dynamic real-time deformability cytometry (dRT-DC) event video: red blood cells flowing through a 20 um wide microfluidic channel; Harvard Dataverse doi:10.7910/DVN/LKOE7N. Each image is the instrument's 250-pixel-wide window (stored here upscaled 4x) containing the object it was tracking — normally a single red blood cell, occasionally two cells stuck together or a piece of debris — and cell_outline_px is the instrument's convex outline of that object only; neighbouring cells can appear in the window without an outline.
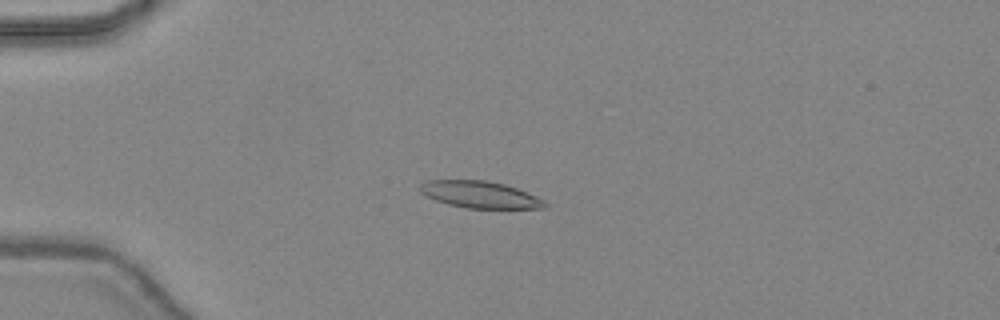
{"species": "common noctule bat (a hibernating species)", "species_latin": "Nyctalus noctula", "temperature_condition": "warm", "stored_images_in_passage": 48, "camera_frame_rate_fps": 3000, "um_per_image_px": 0.085, "animal": {"sex": "female", "body_mass_g": 24.6, "forearm_length_mm": 56.2}, "frame": {"image": 1, "passage_image": 14, "time_ms": 4.333, "image_size_px": [1000, 320], "cell_outline_px": [[548, 208], [468, 208], [448, 204], [436, 200], [420, 192], [420, 184], [428, 180], [488, 180], [504, 184], [528, 192], [544, 200], [548, 204]], "centroid_in_image_um": [40.83, 16.54], "position_along_channel_um": 44.2, "area_um2": 19.48}}
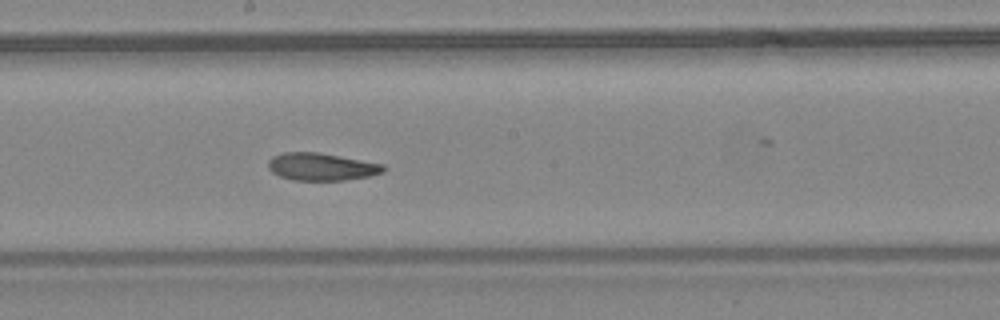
{"frame": {"image": 2, "passage_image": 28, "time_ms": 9.0, "image_size_px": [1000, 320], "cell_outline_px": [[388, 168], [384, 172], [372, 176], [344, 180], [292, 180], [280, 176], [272, 172], [268, 168], [268, 160], [272, 156], [284, 152], [316, 152], [384, 164]], "centroid_in_image_um": [27.34, 14.18], "position_along_channel_um": 220.9, "area_um2": 18.55}}
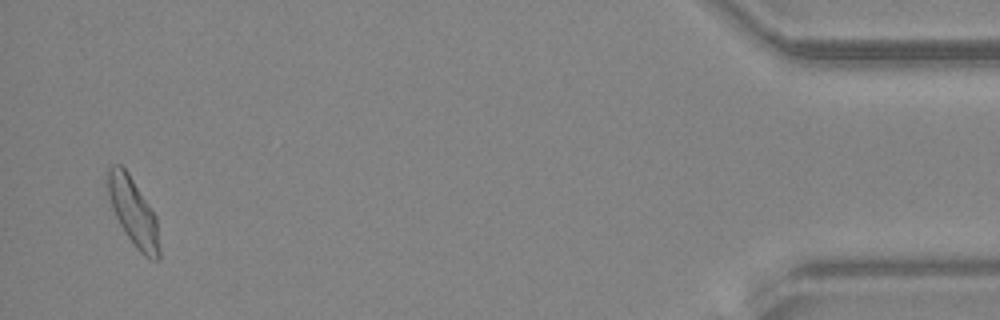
{"frame": {"image": 3, "passage_image": 47, "time_ms": 15.333, "image_size_px": [1000, 320], "cell_outline_px": [[160, 260], [148, 260], [136, 248], [124, 232], [112, 208], [108, 196], [108, 168], [112, 164], [120, 164], [128, 172], [156, 216], [160, 248]], "centroid_in_image_um": [11.35, 18.06], "position_along_channel_um": 423.9, "area_um2": 20.35}, "authors_computed_cell_mechanics": {"area_um2": 19.652, "velocity_mm_per_s": 4.4444, "shape_relaxation_time_tau1_ms": null, "shape_relaxation_time_tau2_ms": 2.9784, "deformation_change_tau1": null, "deformation_change_tau2": 0.1018}}